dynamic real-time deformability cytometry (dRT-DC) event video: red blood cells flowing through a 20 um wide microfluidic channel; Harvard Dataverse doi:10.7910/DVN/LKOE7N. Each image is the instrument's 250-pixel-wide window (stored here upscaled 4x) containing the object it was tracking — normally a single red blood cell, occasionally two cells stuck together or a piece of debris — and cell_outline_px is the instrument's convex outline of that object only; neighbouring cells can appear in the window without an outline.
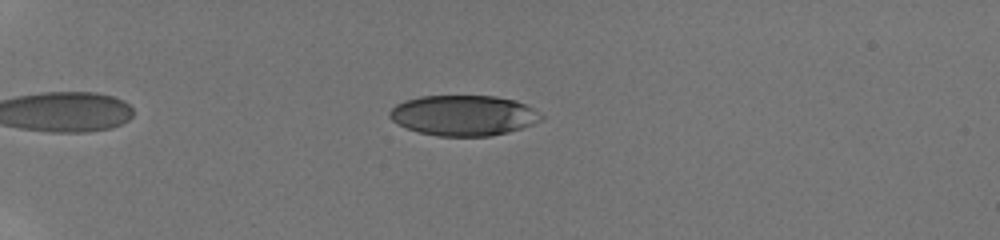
{"species": "human", "species_latin": "Homo sapiens", "temperature_condition": "room temperature", "stored_images_in_passage": 24, "camera_frame_rate_fps": 3000, "um_per_image_px": 0.085, "donor": {"sex": "male"}, "frame": {"image": 1, "passage_image": 10, "time_ms": 3.667, "image_size_px": [1000, 240], "cell_outline_px": [[544, 116], [540, 120], [532, 124], [508, 132], [492, 136], [436, 136], [420, 132], [408, 128], [392, 120], [388, 116], [388, 112], [396, 104], [404, 100], [420, 96], [496, 96], [516, 100], [532, 108]], "centroid_in_image_um": [39.39, 9.8], "position_along_channel_um": 45.6, "area_um2": 35.6}}
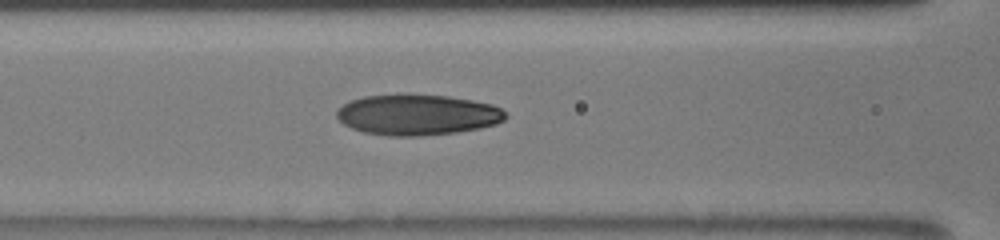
{"frame": {"image": 2, "passage_image": 16, "time_ms": 7.333, "image_size_px": [1000, 240], "cell_outline_px": [[508, 116], [504, 120], [496, 124], [480, 128], [456, 132], [420, 136], [388, 136], [364, 132], [352, 128], [344, 124], [336, 116], [336, 112], [344, 104], [352, 100], [364, 96], [404, 92], [448, 96], [472, 100], [492, 104], [500, 108]], "centroid_in_image_um": [35.48, 9.73], "position_along_channel_um": 131.1, "area_um2": 40.58}}
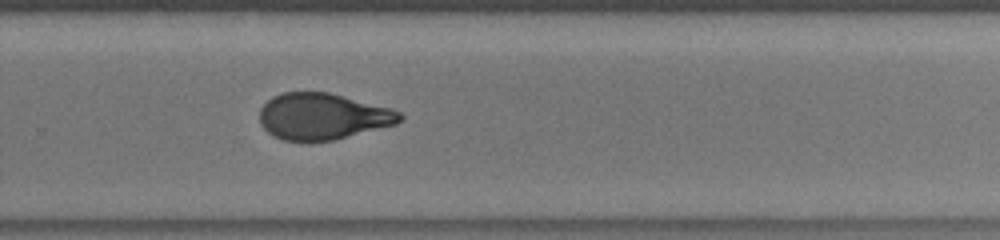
{"frame": {"image": 3, "passage_image": 24, "time_ms": 11.667, "image_size_px": [1000, 240], "cell_outline_px": [[404, 120], [396, 124], [332, 140], [284, 140], [272, 136], [260, 124], [260, 108], [272, 96], [284, 92], [328, 92], [392, 108], [400, 112], [404, 116]], "centroid_in_image_um": [27.44, 9.88], "position_along_channel_um": 302.4, "area_um2": 37.74}}